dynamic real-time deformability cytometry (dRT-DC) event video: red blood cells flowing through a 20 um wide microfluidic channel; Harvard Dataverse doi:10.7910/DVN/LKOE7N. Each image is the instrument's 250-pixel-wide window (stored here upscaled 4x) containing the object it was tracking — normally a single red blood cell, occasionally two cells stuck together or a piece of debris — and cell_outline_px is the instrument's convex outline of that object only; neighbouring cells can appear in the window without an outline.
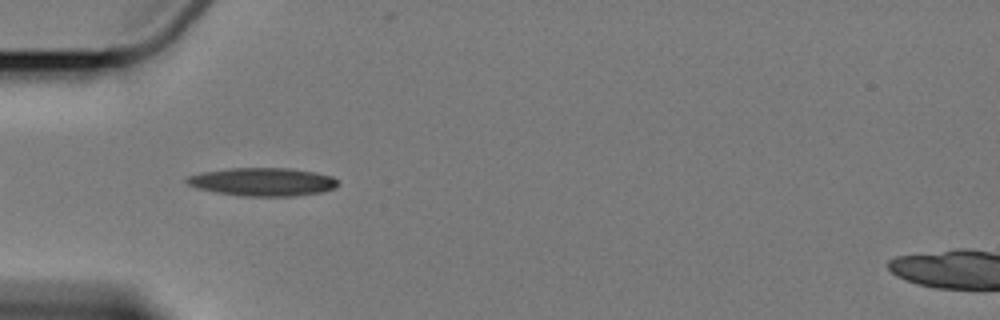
{"species": "Egyptian fruit bat (a non-hibernating species)", "species_latin": "Rousettus aegyptiacus", "temperature_condition": "cold", "stored_images_in_passage": 6, "camera_frame_rate_fps": 3000, "um_per_image_px": 0.085, "animal": {"sex": "female"}, "frame": {"image": 1, "passage_image": 5, "time_ms": 5.667, "image_size_px": [1000, 320], "cell_outline_px": [[336, 184], [332, 188], [320, 192], [292, 196], [244, 196], [216, 192], [196, 188], [188, 184], [184, 180], [188, 176], [200, 172], [228, 168], [288, 168], [316, 172], [332, 176], [336, 180]], "centroid_in_image_um": [22.26, 15.44], "position_along_channel_um": 62.7, "area_um2": 24.68}}
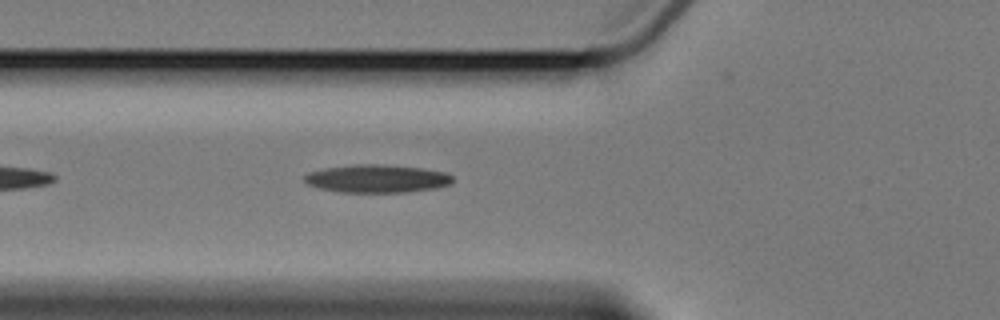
{"frame": {"image": 2, "passage_image": 6, "time_ms": 6.667, "image_size_px": [1000, 320], "cell_outline_px": [[452, 184], [436, 188], [404, 192], [340, 192], [320, 188], [308, 184], [304, 180], [304, 176], [308, 172], [324, 168], [352, 164], [384, 164], [420, 168], [444, 172], [452, 176]], "centroid_in_image_um": [32.02, 15.18], "position_along_channel_um": 93.8, "area_um2": 24.16}}